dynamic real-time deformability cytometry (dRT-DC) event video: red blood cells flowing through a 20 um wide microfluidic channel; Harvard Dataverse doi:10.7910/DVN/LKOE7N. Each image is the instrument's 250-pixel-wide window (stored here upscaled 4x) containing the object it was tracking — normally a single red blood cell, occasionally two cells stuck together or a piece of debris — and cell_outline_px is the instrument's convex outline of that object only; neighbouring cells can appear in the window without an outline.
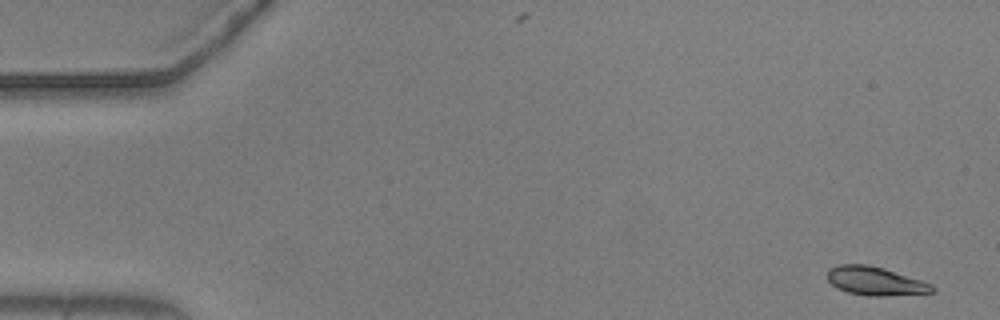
{"species": "common noctule bat (a hibernating species)", "species_latin": "Nyctalus noctula", "temperature_condition": "warm", "stored_images_in_passage": 54, "camera_frame_rate_fps": 3000, "um_per_image_px": 0.085, "animal": {"sex": "male", "body_mass_g": 20.5, "forearm_length_mm": 52.5}, "frame": {"image": 1, "passage_image": 1, "time_ms": 0.0, "image_size_px": [1000, 320], "cell_outline_px": [[936, 292], [884, 296], [868, 296], [848, 292], [836, 288], [828, 280], [828, 268], [840, 264], [868, 264], [884, 268], [932, 284], [936, 288]], "centroid_in_image_um": [74.4, 23.89], "position_along_channel_um": 10.6, "area_um2": 17.51}}
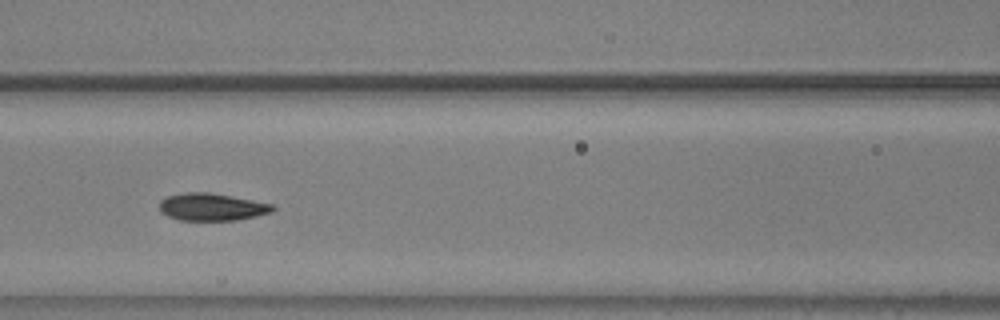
{"frame": {"image": 2, "passage_image": 23, "time_ms": 7.333, "image_size_px": [1000, 320], "cell_outline_px": [[276, 208], [272, 212], [256, 216], [236, 220], [180, 220], [168, 216], [160, 212], [160, 200], [168, 196], [184, 192], [208, 192], [276, 204]], "centroid_in_image_um": [18.03, 17.59], "position_along_channel_um": 148.6, "area_um2": 18.15}}
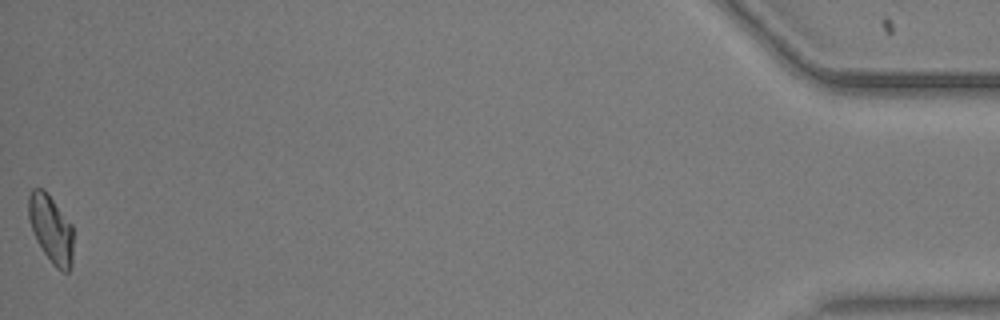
{"frame": {"image": 3, "passage_image": 54, "time_ms": 17.667, "image_size_px": [1000, 320], "cell_outline_px": [[72, 268], [68, 272], [64, 272], [56, 268], [52, 264], [36, 240], [28, 216], [28, 196], [32, 188], [44, 188], [48, 192], [72, 224]], "centroid_in_image_um": [4.34, 19.44], "position_along_channel_um": 430.9, "area_um2": 17.86}, "authors_computed_cell_mechanics": {"area_um2": 18.0336, "velocity_mm_per_s": 3.6775, "shape_relaxation_time_tau1_ms": 4.2676, "shape_relaxation_time_tau2_ms": 1.3062, "deformation_change_tau1": 0.1667, "deformation_change_tau2": 0.0551}}